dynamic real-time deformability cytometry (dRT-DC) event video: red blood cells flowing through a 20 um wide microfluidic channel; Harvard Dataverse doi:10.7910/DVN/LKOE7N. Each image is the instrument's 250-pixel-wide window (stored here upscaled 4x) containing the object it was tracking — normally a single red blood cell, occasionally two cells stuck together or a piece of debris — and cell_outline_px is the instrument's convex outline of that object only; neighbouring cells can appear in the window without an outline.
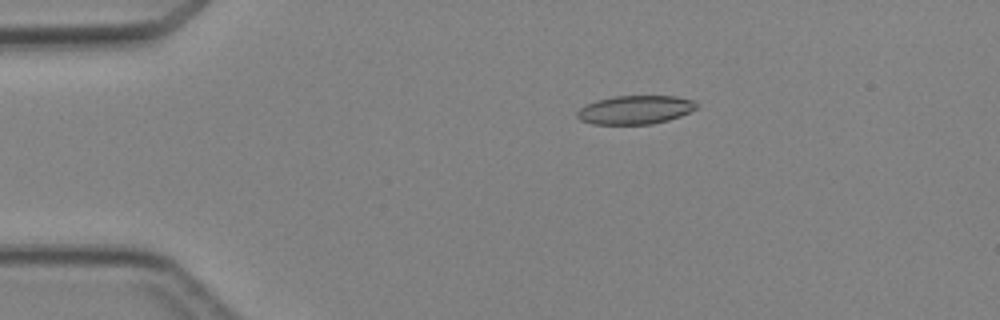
{"species": "Egyptian fruit bat (a non-hibernating species)", "species_latin": "Rousettus aegyptiacus", "temperature_condition": "cold", "stored_images_in_passage": 4, "camera_frame_rate_fps": 3000, "um_per_image_px": 0.085, "animal": {"sex": "female"}, "frame": {"image": 1, "passage_image": 3, "time_ms": 2.333, "image_size_px": [1000, 320], "cell_outline_px": [[696, 108], [680, 116], [668, 120], [652, 124], [592, 124], [580, 120], [576, 116], [576, 112], [580, 108], [596, 100], [616, 96], [676, 96], [692, 100], [696, 104]], "centroid_in_image_um": [53.96, 9.34], "position_along_channel_um": 31.0, "area_um2": 19.77}}